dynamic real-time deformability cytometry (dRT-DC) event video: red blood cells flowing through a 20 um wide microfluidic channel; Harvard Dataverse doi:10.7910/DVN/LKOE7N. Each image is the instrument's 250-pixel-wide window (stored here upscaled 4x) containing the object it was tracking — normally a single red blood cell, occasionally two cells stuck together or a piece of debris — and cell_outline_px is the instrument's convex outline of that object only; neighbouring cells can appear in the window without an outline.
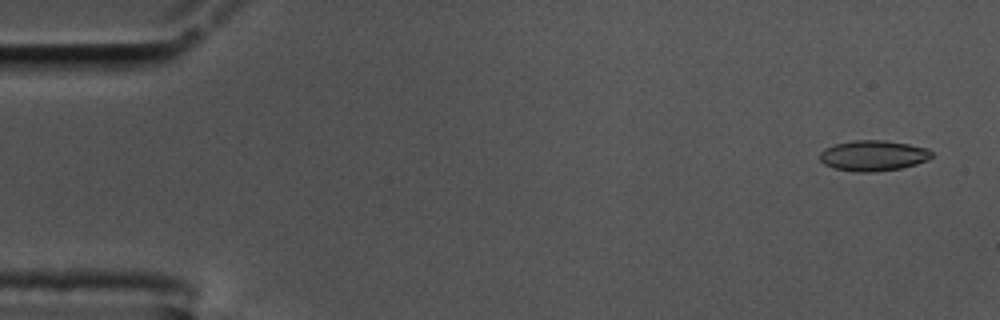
{"species": "common noctule bat (a hibernating species)", "species_latin": "Nyctalus noctula", "temperature_condition": "cold", "stored_images_in_passage": 57, "camera_frame_rate_fps": 3000, "um_per_image_px": 0.085, "animal": {"sex": "male", "body_mass_g": 17.5, "forearm_length_mm": 52.3}, "frame": {"image": 1, "passage_image": 3, "time_ms": 0.667, "image_size_px": [1000, 320], "cell_outline_px": [[932, 156], [916, 164], [900, 168], [872, 172], [856, 172], [832, 168], [824, 164], [820, 160], [820, 152], [824, 148], [836, 144], [852, 140], [884, 140], [908, 144], [928, 148], [932, 152]], "centroid_in_image_um": [74.18, 13.22], "position_along_channel_um": 10.8, "area_um2": 19.88}}
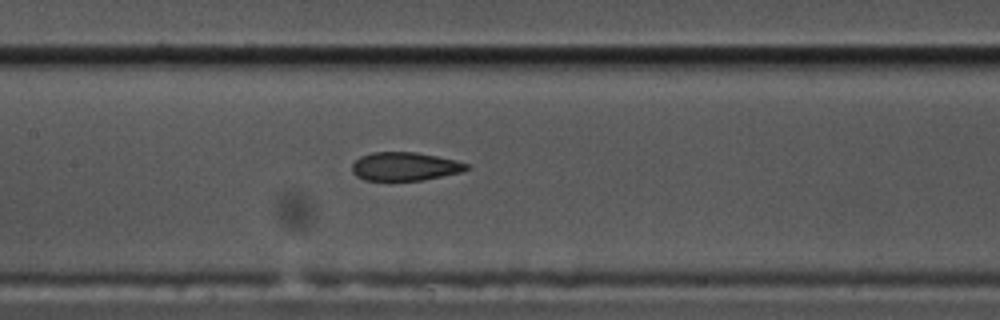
{"frame": {"image": 2, "passage_image": 27, "time_ms": 8.667, "image_size_px": [1000, 320], "cell_outline_px": [[472, 168], [460, 172], [424, 180], [364, 180], [356, 176], [352, 172], [352, 164], [360, 156], [372, 152], [416, 152], [456, 160], [468, 164]], "centroid_in_image_um": [34.41, 14.14], "position_along_channel_um": 173.0, "area_um2": 19.02}}
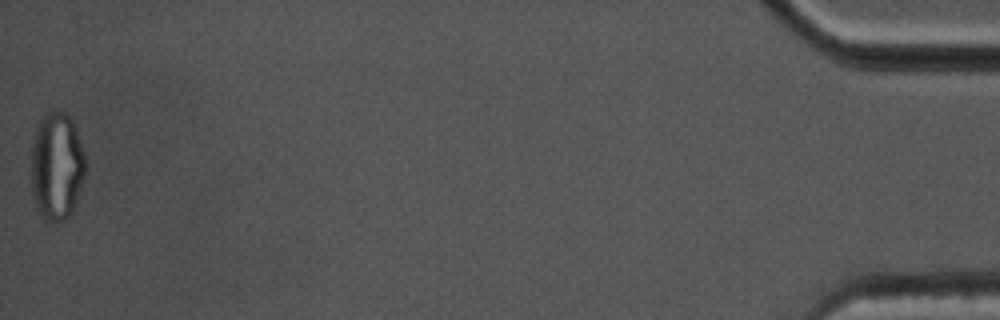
{"frame": {"image": 3, "passage_image": 57, "time_ms": 18.667, "image_size_px": [1000, 320], "cell_outline_px": [[84, 176], [72, 212], [64, 220], [44, 220], [36, 208], [32, 192], [32, 144], [36, 128], [40, 120], [48, 112], [64, 112], [72, 120], [76, 128], [84, 152]], "centroid_in_image_um": [4.81, 14.13], "position_along_channel_um": 430.4, "area_um2": 33.7}, "authors_computed_cell_mechanics": {"area_um2": 20.1722, "velocity_mm_per_s": 3.5575, "shape_relaxation_time_tau1_ms": null, "shape_relaxation_time_tau2_ms": 1.6622, "deformation_change_tau1": null, "deformation_change_tau2": 0.0615}}